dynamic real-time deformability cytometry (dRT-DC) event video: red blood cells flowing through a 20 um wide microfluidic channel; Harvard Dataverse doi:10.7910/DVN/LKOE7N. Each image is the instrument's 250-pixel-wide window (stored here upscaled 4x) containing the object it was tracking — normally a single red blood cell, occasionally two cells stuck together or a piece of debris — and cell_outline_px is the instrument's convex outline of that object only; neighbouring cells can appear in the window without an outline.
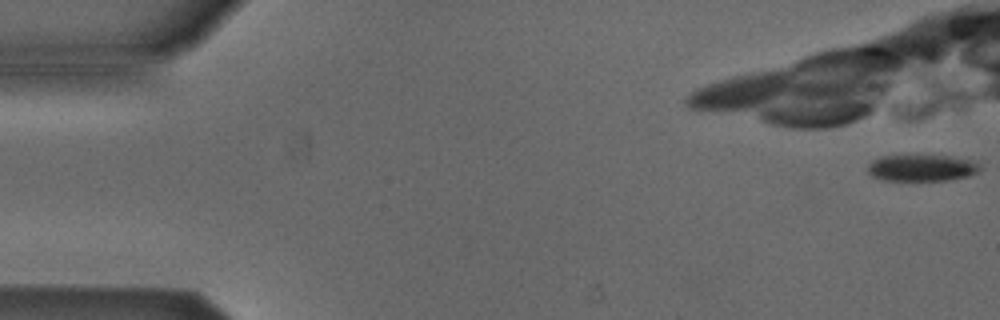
{"species": "Egyptian fruit bat (a non-hibernating species)", "species_latin": "Rousettus aegyptiacus", "temperature_condition": "cold", "stored_images_in_passage": 6, "camera_frame_rate_fps": 3000, "um_per_image_px": 0.085, "animal": {"sex": "male"}, "frame": {"image": 1, "passage_image": 1, "time_ms": 0.0, "image_size_px": [1000, 320], "cell_outline_px": [[980, 168], [976, 172], [968, 176], [944, 180], [884, 180], [872, 176], [868, 172], [868, 164], [872, 160], [884, 156], [948, 156], [976, 160], [980, 164]], "centroid_in_image_um": [78.36, 14.27], "position_along_channel_um": 6.6, "area_um2": 17.17}}